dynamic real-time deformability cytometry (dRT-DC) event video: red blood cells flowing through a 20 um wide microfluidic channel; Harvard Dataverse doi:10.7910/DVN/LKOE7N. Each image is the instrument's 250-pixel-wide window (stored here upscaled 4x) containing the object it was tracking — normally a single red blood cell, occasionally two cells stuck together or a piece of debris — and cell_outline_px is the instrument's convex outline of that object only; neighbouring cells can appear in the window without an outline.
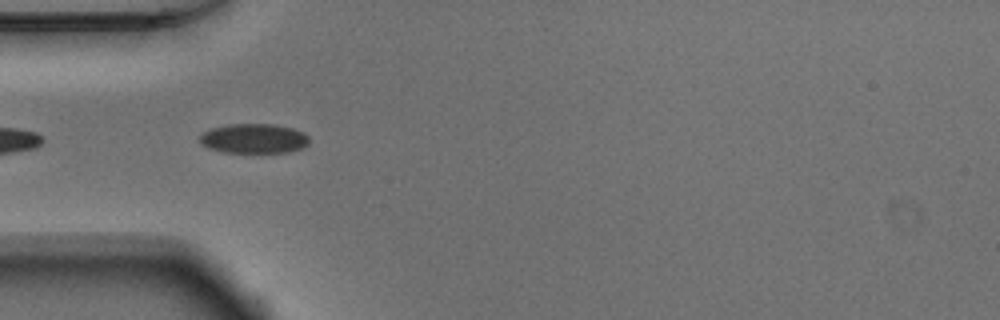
{"species": "Egyptian fruit bat (a non-hibernating species)", "species_latin": "Rousettus aegyptiacus", "temperature_condition": "warm", "stored_images_in_passage": 6, "camera_frame_rate_fps": 3000, "um_per_image_px": 0.085, "animal": {"sex": "male"}, "frame": {"image": 1, "passage_image": 2, "time_ms": 0.333, "image_size_px": [1000, 320], "cell_outline_px": [[308, 144], [304, 148], [288, 152], [224, 152], [208, 148], [200, 144], [200, 136], [204, 132], [212, 128], [228, 124], [272, 124], [292, 128], [304, 132], [308, 136]], "centroid_in_image_um": [21.59, 11.77], "position_along_channel_um": 63.4, "area_um2": 18.9}}